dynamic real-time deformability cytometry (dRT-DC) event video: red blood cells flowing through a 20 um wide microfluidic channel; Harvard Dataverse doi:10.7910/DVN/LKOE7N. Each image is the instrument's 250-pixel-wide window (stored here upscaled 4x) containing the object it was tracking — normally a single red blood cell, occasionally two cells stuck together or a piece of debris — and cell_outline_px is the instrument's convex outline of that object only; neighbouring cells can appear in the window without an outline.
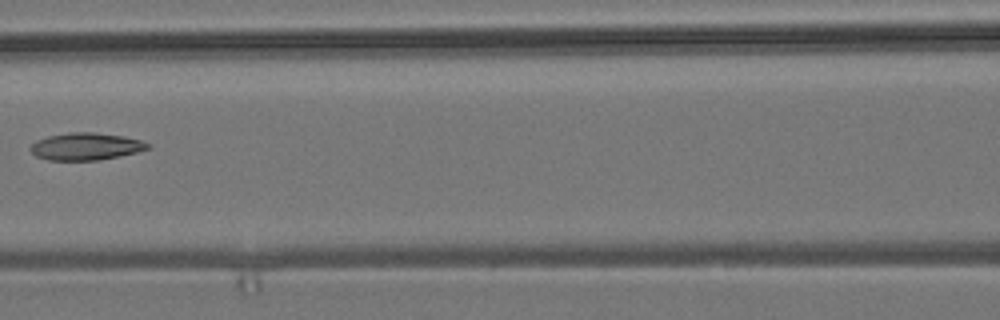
{"species": "common noctule bat (a hibernating species)", "species_latin": "Nyctalus noctula", "temperature_condition": "room temperature", "stored_images_in_passage": 7, "camera_frame_rate_fps": 3000, "um_per_image_px": 0.085, "animal": {"sex": "male", "body_mass_g": 19.2, "forearm_length_mm": 51.8}, "frame": {"image": 1, "passage_image": 6, "time_ms": 7.0, "image_size_px": [1000, 320], "cell_outline_px": [[152, 148], [120, 156], [100, 160], [48, 160], [36, 156], [32, 152], [32, 144], [36, 140], [48, 136], [68, 132], [92, 132], [124, 136], [140, 140], [152, 144]], "centroid_in_image_um": [7.34, 12.44], "position_along_channel_um": 159.3, "area_um2": 18.67}}
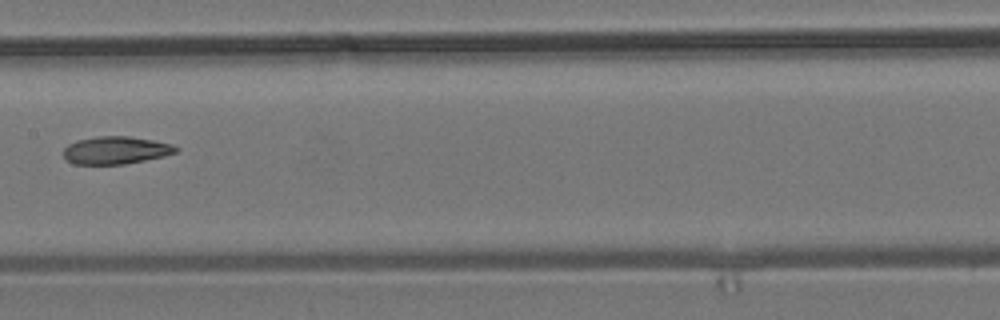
{"frame": {"image": 2, "passage_image": 7, "time_ms": 8.0, "image_size_px": [1000, 320], "cell_outline_px": [[180, 148], [176, 152], [164, 156], [124, 164], [72, 164], [64, 156], [64, 148], [68, 144], [76, 140], [96, 136], [128, 136], [152, 140], [172, 144]], "centroid_in_image_um": [9.83, 12.76], "position_along_channel_um": 197.6, "area_um2": 18.09}}